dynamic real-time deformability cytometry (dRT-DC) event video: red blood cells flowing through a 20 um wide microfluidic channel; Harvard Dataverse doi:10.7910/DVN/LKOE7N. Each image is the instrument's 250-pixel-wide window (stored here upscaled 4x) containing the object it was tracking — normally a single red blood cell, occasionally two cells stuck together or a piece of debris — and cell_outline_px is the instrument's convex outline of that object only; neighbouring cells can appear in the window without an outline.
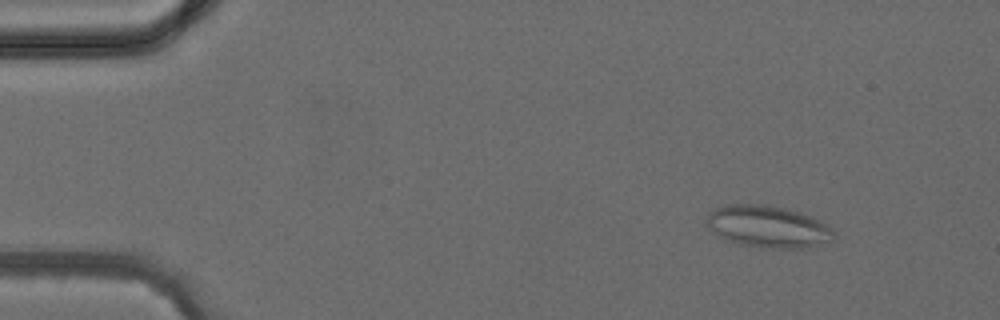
{"species": "common noctule bat (a hibernating species)", "species_latin": "Nyctalus noctula", "temperature_condition": "cold", "stored_images_in_passage": 4, "camera_frame_rate_fps": 3000, "um_per_image_px": 0.085, "animal": {"sex": "female", "body_mass_g": 24.6, "forearm_length_mm": 56.2}, "frame": {"image": 1, "passage_image": 2, "time_ms": 1.333, "image_size_px": [1000, 320], "cell_outline_px": [[836, 236], [832, 240], [808, 248], [760, 248], [740, 244], [728, 240], [720, 236], [708, 228], [704, 220], [708, 212], [724, 204], [764, 204], [784, 208], [800, 212], [812, 216], [820, 220], [832, 228], [836, 232]], "centroid_in_image_um": [65.28, 19.26], "position_along_channel_um": 19.7, "area_um2": 31.56}}